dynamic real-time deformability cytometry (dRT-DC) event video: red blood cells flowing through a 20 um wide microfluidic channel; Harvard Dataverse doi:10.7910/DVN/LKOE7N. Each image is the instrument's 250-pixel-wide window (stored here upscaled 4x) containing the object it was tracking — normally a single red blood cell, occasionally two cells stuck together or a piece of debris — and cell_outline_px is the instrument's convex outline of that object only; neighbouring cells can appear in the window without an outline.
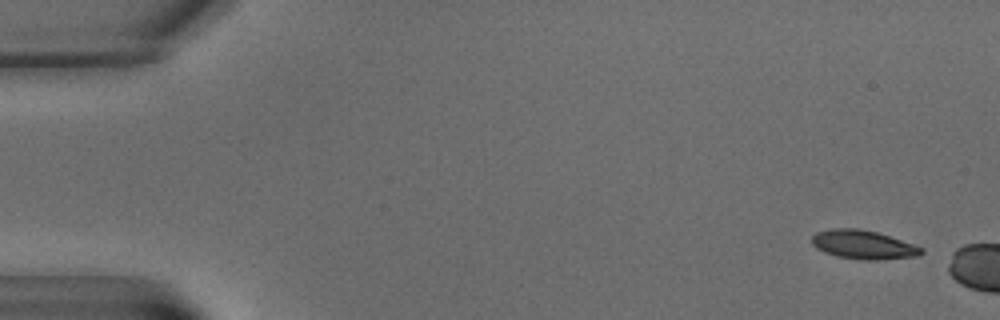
{"species": "common noctule bat (a hibernating species)", "species_latin": "Nyctalus noctula", "temperature_condition": "warm", "stored_images_in_passage": 4, "camera_frame_rate_fps": 3000, "um_per_image_px": 0.085, "animal": {"sex": "male", "body_mass_g": 15.6}, "frame": {"image": 1, "passage_image": 2, "time_ms": 1.0, "image_size_px": [1000, 320], "cell_outline_px": [[924, 252], [916, 256], [876, 260], [860, 260], [836, 256], [824, 252], [816, 248], [812, 244], [812, 236], [816, 232], [832, 228], [860, 228], [876, 232], [924, 248]], "centroid_in_image_um": [73.34, 20.8], "position_along_channel_um": 11.7, "area_um2": 18.32}}